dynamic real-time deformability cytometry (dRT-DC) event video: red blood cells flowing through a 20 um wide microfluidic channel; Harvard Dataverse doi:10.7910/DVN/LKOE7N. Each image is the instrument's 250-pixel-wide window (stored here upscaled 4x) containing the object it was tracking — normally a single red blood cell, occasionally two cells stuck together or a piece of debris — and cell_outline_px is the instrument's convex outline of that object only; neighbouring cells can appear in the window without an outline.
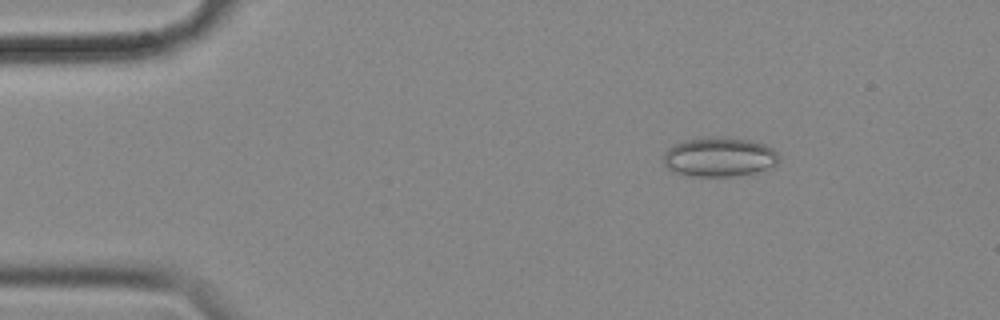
{"species": "common noctule bat (a hibernating species)", "species_latin": "Nyctalus noctula", "temperature_condition": "cold", "stored_images_in_passage": 56, "camera_frame_rate_fps": 3000, "um_per_image_px": 0.085, "animal": {"sex": "female", "body_mass_g": 18.4}, "frame": {"image": 1, "passage_image": 8, "time_ms": 2.333, "image_size_px": [1000, 320], "cell_outline_px": [[780, 160], [776, 164], [756, 172], [732, 176], [692, 176], [676, 172], [668, 168], [664, 164], [664, 152], [672, 144], [684, 140], [708, 136], [716, 136], [748, 140], [764, 144], [772, 148], [776, 152]], "centroid_in_image_um": [61.11, 13.33], "position_along_channel_um": 23.9, "area_um2": 26.47}}
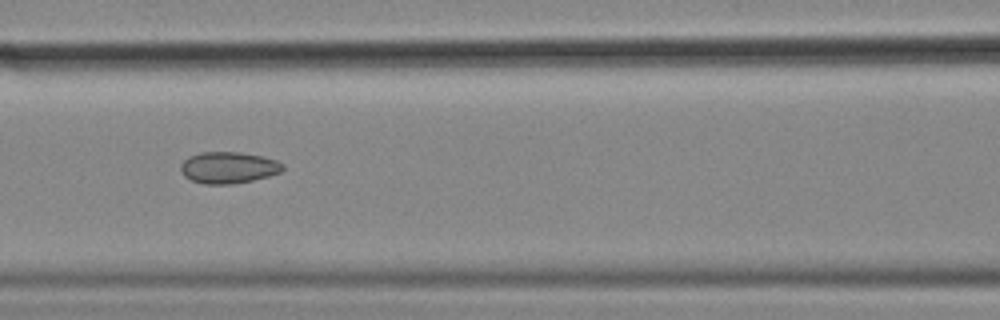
{"frame": {"image": 2, "passage_image": 24, "time_ms": 7.667, "image_size_px": [1000, 320], "cell_outline_px": [[284, 168], [280, 172], [268, 176], [252, 180], [232, 184], [204, 184], [192, 180], [184, 176], [180, 168], [180, 164], [188, 156], [200, 152], [240, 152], [264, 156], [276, 160], [284, 164]], "centroid_in_image_um": [19.41, 14.23], "position_along_channel_um": 147.2, "area_um2": 18.84}}
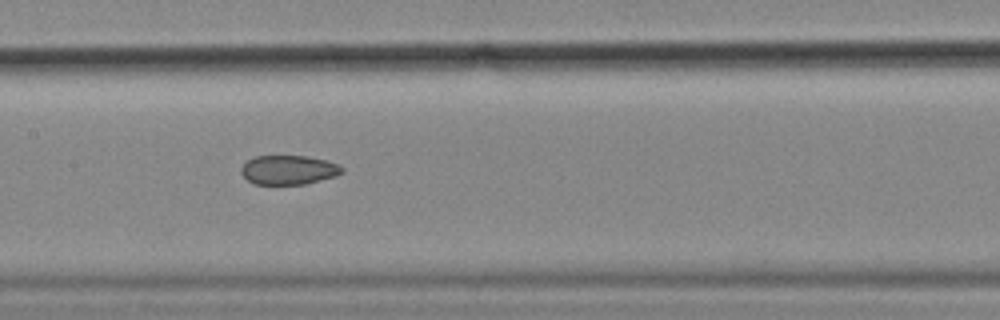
{"frame": {"image": 3, "passage_image": 27, "time_ms": 8.667, "image_size_px": [1000, 320], "cell_outline_px": [[344, 172], [336, 176], [304, 184], [252, 184], [240, 172], [240, 168], [248, 160], [256, 156], [308, 156], [340, 164], [344, 168]], "centroid_in_image_um": [24.55, 14.44], "position_along_channel_um": 182.9, "area_um2": 17.22}, "authors_computed_cell_mechanics": {"area_um2": 19.7387, "velocity_mm_per_s": 3.5925, "shape_relaxation_time_tau1_ms": null, "shape_relaxation_time_tau2_ms": 3.2418, "deformation_change_tau1": null, "deformation_change_tau2": 0.08}}